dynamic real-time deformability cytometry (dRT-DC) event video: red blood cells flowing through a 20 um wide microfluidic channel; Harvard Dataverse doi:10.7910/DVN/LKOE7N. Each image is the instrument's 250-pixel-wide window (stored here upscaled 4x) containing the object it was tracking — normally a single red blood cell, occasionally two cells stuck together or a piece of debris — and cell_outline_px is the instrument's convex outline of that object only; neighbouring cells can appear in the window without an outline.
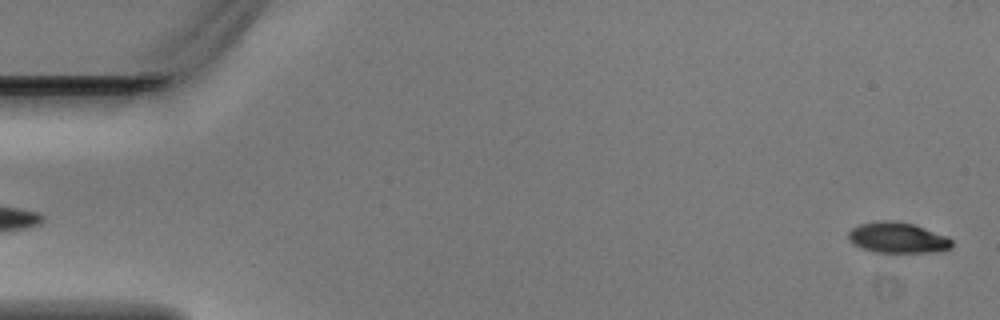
{"species": "Egyptian fruit bat (a non-hibernating species)", "species_latin": "Rousettus aegyptiacus", "temperature_condition": "warm", "stored_images_in_passage": 3, "segment_of_instrument_passage": [2, 2], "camera_frame_rate_fps": 3000, "um_per_image_px": 0.085, "animal": {"sex": "male"}, "frame": {"image": 1, "passage_image": 3, "time_ms": 0.667, "image_size_px": [1000, 320], "cell_outline_px": [[952, 248], [936, 252], [876, 252], [864, 248], [848, 240], [848, 232], [852, 228], [860, 224], [880, 220], [892, 220], [912, 224], [948, 236], [952, 240]], "centroid_in_image_um": [76.32, 20.2], "position_along_channel_um": 8.7, "area_um2": 18.38}}